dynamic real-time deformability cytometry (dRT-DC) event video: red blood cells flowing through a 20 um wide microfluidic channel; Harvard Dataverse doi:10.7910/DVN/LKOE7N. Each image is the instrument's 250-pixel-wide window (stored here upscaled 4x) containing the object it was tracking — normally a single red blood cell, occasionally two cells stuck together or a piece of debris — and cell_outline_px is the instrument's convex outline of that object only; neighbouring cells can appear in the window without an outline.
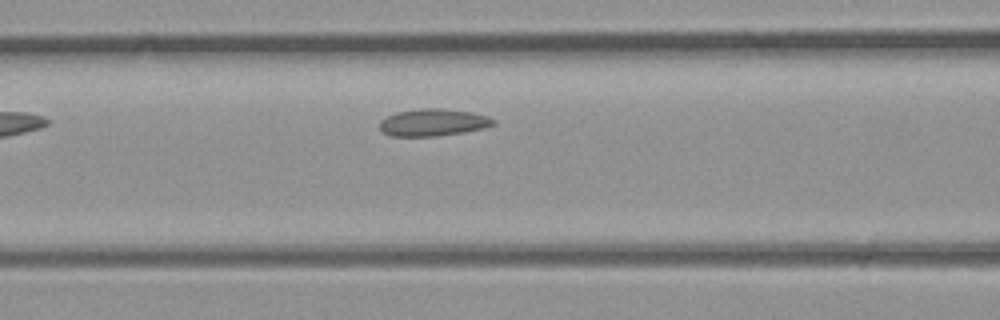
{"species": "common noctule bat (a hibernating species)", "species_latin": "Nyctalus noctula", "temperature_condition": "room temperature", "stored_images_in_passage": 5, "camera_frame_rate_fps": 3000, "um_per_image_px": 0.085, "animal": {"sex": "male", "body_mass_g": 23.1, "forearm_length_mm": 52.7}, "frame": {"image": 1, "passage_image": 4, "time_ms": 1.0, "image_size_px": [1000, 320], "cell_outline_px": [[496, 124], [484, 128], [464, 132], [436, 136], [388, 136], [380, 128], [380, 120], [396, 112], [424, 108], [440, 108], [472, 112], [488, 116], [496, 120]], "centroid_in_image_um": [36.84, 10.41], "position_along_channel_um": 129.8, "area_um2": 18.03}}